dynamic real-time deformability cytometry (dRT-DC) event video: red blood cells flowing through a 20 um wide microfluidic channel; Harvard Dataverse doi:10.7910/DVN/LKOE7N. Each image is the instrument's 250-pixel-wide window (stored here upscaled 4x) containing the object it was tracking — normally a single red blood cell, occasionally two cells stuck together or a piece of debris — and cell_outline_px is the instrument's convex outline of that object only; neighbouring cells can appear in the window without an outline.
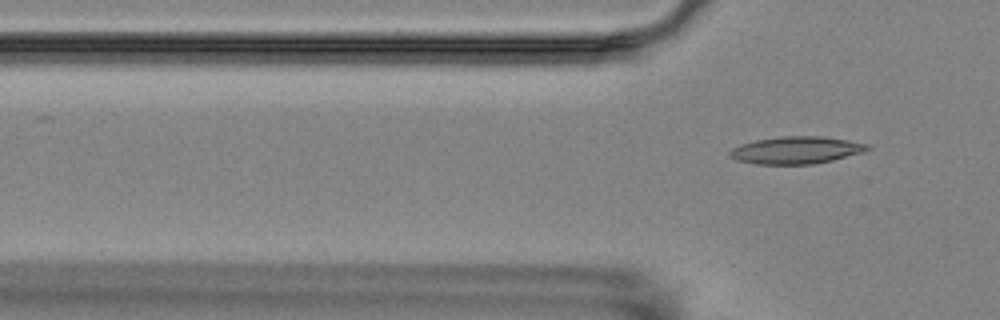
{"species": "Egyptian fruit bat (a non-hibernating species)", "species_latin": "Rousettus aegyptiacus", "temperature_condition": "room temperature", "stored_images_in_passage": 5, "camera_frame_rate_fps": 3000, "um_per_image_px": 0.085, "animal": {"sex": "female"}, "frame": {"image": 1, "passage_image": 5, "time_ms": 4.667, "image_size_px": [1000, 320], "cell_outline_px": [[872, 148], [864, 152], [832, 160], [812, 164], [756, 164], [736, 160], [728, 156], [728, 152], [732, 148], [740, 144], [756, 140], [780, 136], [824, 136], [848, 140], [868, 144]], "centroid_in_image_um": [67.67, 12.76], "position_along_channel_um": 58.1, "area_um2": 22.02}}